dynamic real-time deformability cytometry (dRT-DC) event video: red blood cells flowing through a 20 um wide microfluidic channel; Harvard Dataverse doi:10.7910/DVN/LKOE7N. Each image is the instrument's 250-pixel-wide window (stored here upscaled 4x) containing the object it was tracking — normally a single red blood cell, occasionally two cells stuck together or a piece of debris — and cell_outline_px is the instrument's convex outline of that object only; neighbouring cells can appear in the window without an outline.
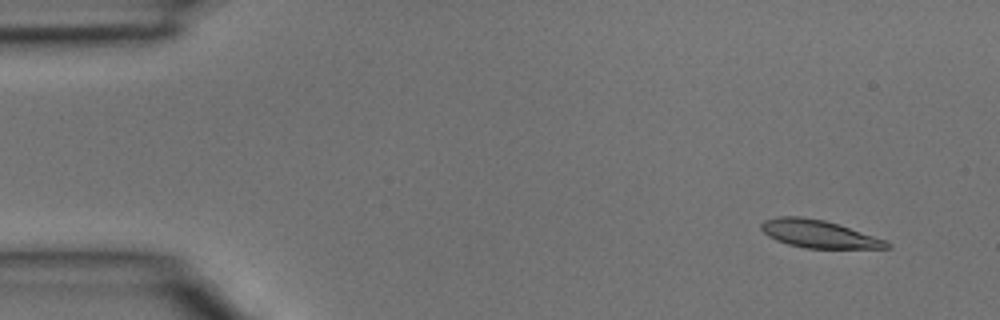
{"species": "common noctule bat (a hibernating species)", "species_latin": "Nyctalus noctula", "temperature_condition": "room temperature", "stored_images_in_passage": 4, "camera_frame_rate_fps": 3000, "um_per_image_px": 0.085, "animal": {"sex": "male", "body_mass_g": 15.6}, "frame": {"image": 1, "passage_image": 1, "time_ms": 0.0, "image_size_px": [1000, 320], "cell_outline_px": [[892, 248], [804, 248], [788, 244], [776, 240], [768, 236], [760, 228], [760, 224], [764, 220], [776, 216], [800, 216], [824, 220], [840, 224], [888, 240], [892, 244]], "centroid_in_image_um": [69.63, 19.88], "position_along_channel_um": 15.4, "area_um2": 20.58}}
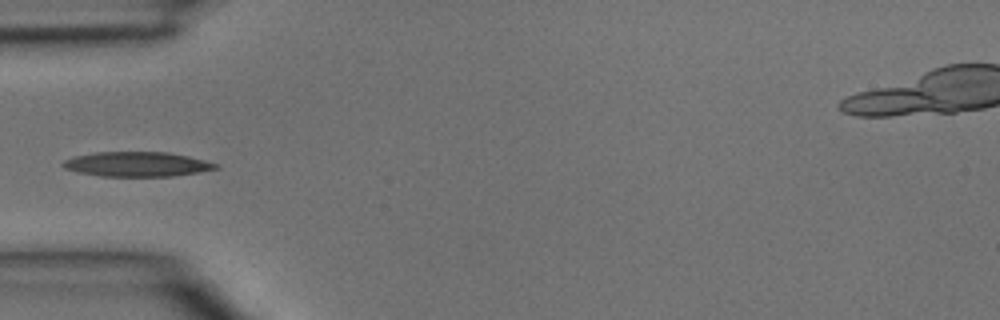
{"frame": {"image": 2, "passage_image": 4, "time_ms": 1.0, "image_size_px": [1000, 320], "cell_outline_px": [[220, 168], [172, 176], [100, 176], [80, 172], [64, 168], [60, 164], [64, 160], [76, 156], [96, 152], [168, 152], [188, 156], [220, 164]], "centroid_in_image_um": [11.66, 13.95], "position_along_channel_um": 73.3, "area_um2": 21.85}}